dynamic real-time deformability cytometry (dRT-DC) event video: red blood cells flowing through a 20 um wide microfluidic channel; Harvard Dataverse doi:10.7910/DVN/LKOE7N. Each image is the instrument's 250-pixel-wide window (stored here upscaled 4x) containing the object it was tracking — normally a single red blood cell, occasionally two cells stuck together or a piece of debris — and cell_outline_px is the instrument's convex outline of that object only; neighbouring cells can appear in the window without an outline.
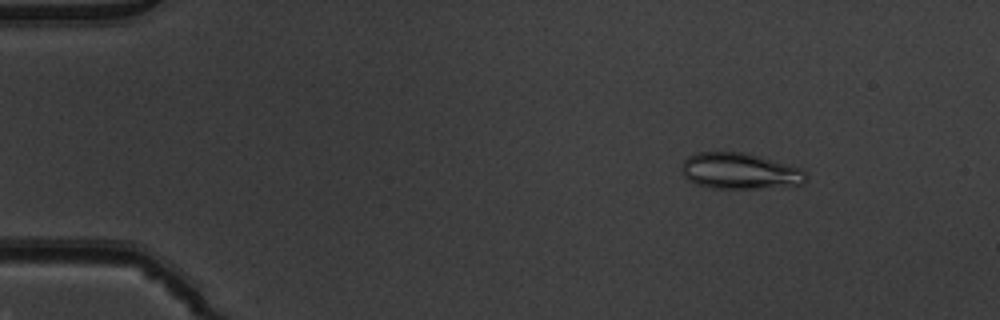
{"species": "common noctule bat (a hibernating species)", "species_latin": "Nyctalus noctula", "temperature_condition": "warm", "stored_images_in_passage": 52, "camera_frame_rate_fps": 3000, "um_per_image_px": 0.085, "animal": {"sex": "male", "body_mass_g": 19.5, "forearm_length_mm": 54.6}, "frame": {"image": 1, "passage_image": 7, "time_ms": 2.0, "image_size_px": [1000, 320], "cell_outline_px": [[808, 176], [804, 184], [756, 188], [708, 188], [696, 184], [688, 180], [684, 176], [680, 168], [684, 160], [688, 156], [696, 152], [744, 152], [800, 168]], "centroid_in_image_um": [62.83, 14.54], "position_along_channel_um": 22.2, "area_um2": 26.07}}
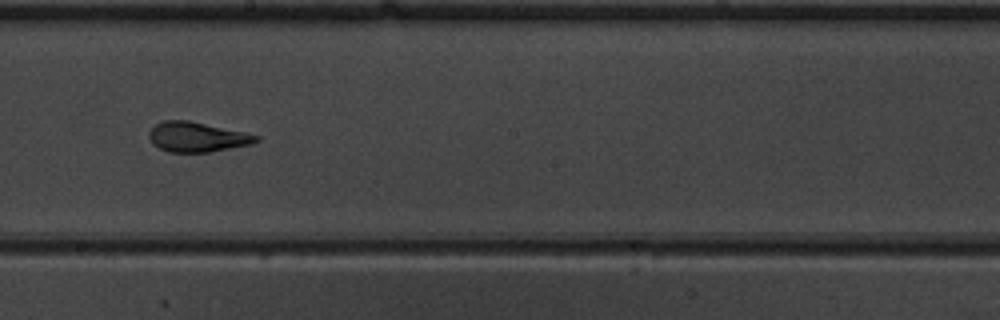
{"frame": {"image": 2, "passage_image": 30, "time_ms": 9.667, "image_size_px": [1000, 320], "cell_outline_px": [[260, 140], [252, 144], [212, 152], [168, 152], [152, 144], [148, 136], [148, 132], [156, 124], [164, 120], [188, 120], [244, 132], [260, 136]], "centroid_in_image_um": [16.75, 11.65], "position_along_channel_um": 231.5, "area_um2": 18.73}}
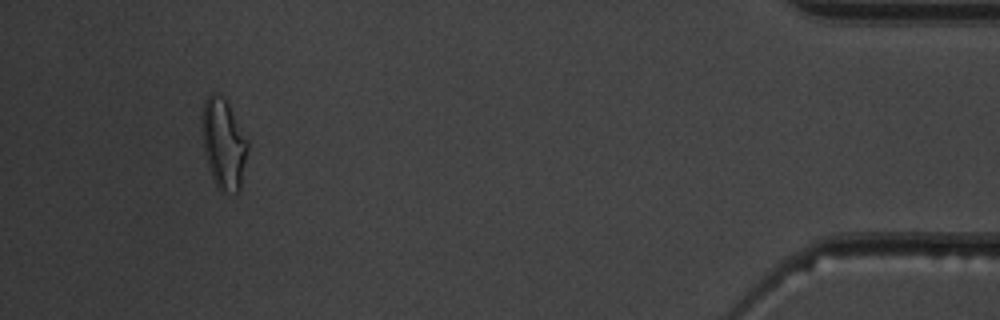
{"frame": {"image": 3, "passage_image": 49, "time_ms": 16.0, "image_size_px": [1000, 320], "cell_outline_px": [[248, 148], [240, 192], [220, 192], [216, 188], [204, 152], [200, 128], [200, 116], [204, 100], [212, 92], [216, 92], [228, 104], [248, 140]], "centroid_in_image_um": [18.98, 12.23], "position_along_channel_um": 416.2, "area_um2": 24.39}, "authors_computed_cell_mechanics": {"area_um2": 20.4901, "velocity_mm_per_s": 3.9048, "shape_relaxation_time_tau1_ms": null, "shape_relaxation_time_tau2_ms": 1.1788, "deformation_change_tau1": null, "deformation_change_tau2": 0.1041}}